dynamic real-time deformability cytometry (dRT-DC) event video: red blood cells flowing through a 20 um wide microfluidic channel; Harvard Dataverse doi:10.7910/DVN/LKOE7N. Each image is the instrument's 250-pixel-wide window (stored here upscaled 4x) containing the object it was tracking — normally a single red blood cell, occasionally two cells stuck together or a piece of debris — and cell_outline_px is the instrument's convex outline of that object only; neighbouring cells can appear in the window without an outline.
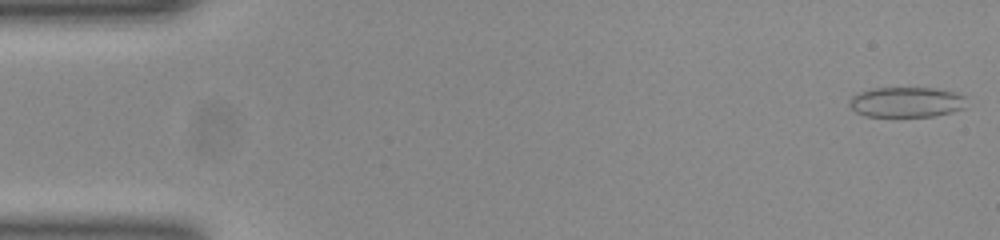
{"species": "common noctule bat (a hibernating species)", "species_latin": "Nyctalus noctula", "temperature_condition": "room temperature", "stored_images_in_passage": 49, "camera_frame_rate_fps": 3000, "um_per_image_px": 0.085, "animal": {"sex": "female", "body_mass_g": 23.0, "forearm_length_mm": 53.4}, "frame": {"image": 1, "passage_image": 1, "time_ms": 0.0, "image_size_px": [1000, 240], "cell_outline_px": [[964, 108], [952, 112], [932, 116], [864, 116], [856, 112], [848, 104], [852, 96], [860, 92], [872, 88], [932, 88], [956, 92], [964, 96]], "centroid_in_image_um": [77.02, 8.68], "position_along_channel_um": 8.0, "area_um2": 20.52}}
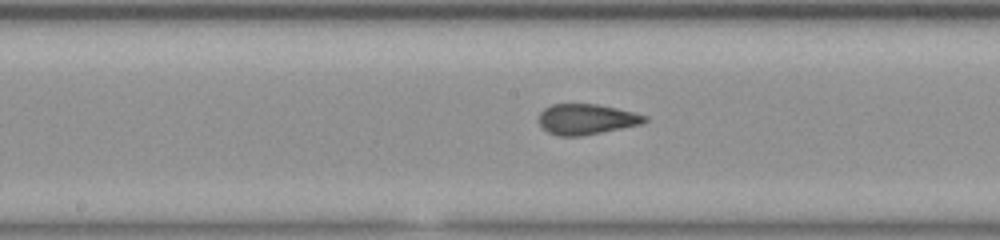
{"frame": {"image": 2, "passage_image": 26, "time_ms": 8.333, "image_size_px": [1000, 240], "cell_outline_px": [[648, 120], [640, 124], [580, 136], [560, 136], [548, 132], [540, 124], [540, 112], [544, 108], [552, 104], [596, 104], [616, 108], [648, 116]], "centroid_in_image_um": [49.83, 10.12], "position_along_channel_um": 198.4, "area_um2": 18.5}}
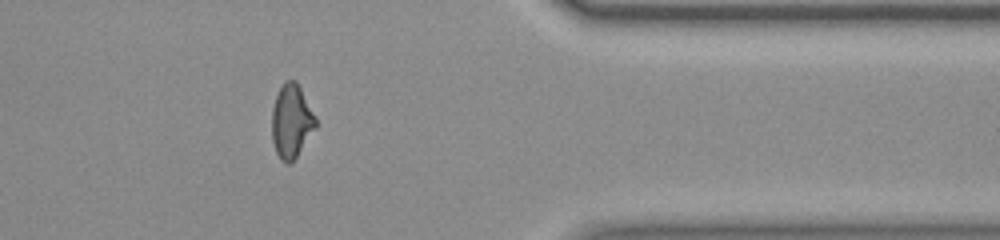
{"frame": {"image": 3, "passage_image": 42, "time_ms": 13.667, "image_size_px": [1000, 240], "cell_outline_px": [[316, 128], [296, 156], [288, 164], [280, 160], [276, 152], [272, 140], [272, 108], [276, 96], [284, 80], [296, 80], [316, 116]], "centroid_in_image_um": [24.77, 10.28], "position_along_channel_um": 386.6, "area_um2": 18.73}}